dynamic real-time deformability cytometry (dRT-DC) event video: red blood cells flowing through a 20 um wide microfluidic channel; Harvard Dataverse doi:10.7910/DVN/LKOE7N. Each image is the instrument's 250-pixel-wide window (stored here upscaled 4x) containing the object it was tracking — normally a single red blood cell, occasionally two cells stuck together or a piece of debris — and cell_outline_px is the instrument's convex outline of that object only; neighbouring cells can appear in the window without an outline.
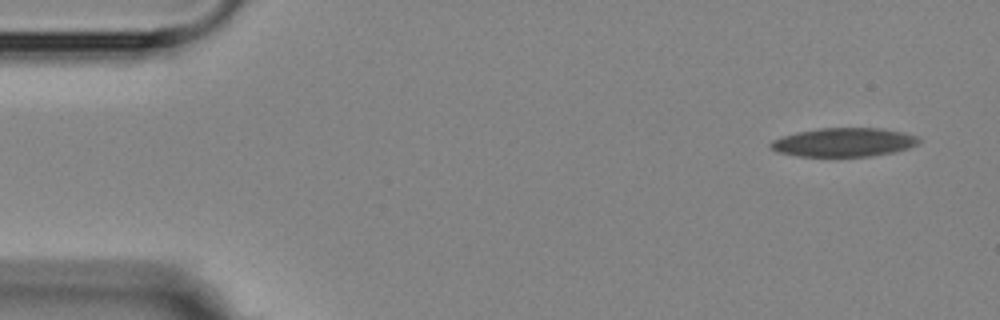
{"species": "Egyptian fruit bat (a non-hibernating species)", "species_latin": "Rousettus aegyptiacus", "temperature_condition": "room temperature", "stored_images_in_passage": 6, "camera_frame_rate_fps": 3000, "um_per_image_px": 0.085, "animal": {"sex": "female"}, "frame": {"image": 1, "passage_image": 1, "time_ms": 0.0, "image_size_px": [1000, 320], "cell_outline_px": [[920, 144], [896, 152], [872, 156], [796, 156], [776, 152], [768, 144], [772, 140], [796, 132], [820, 128], [884, 128], [904, 132], [916, 136], [920, 140]], "centroid_in_image_um": [71.75, 12.09], "position_along_channel_um": 13.3, "area_um2": 25.03}}
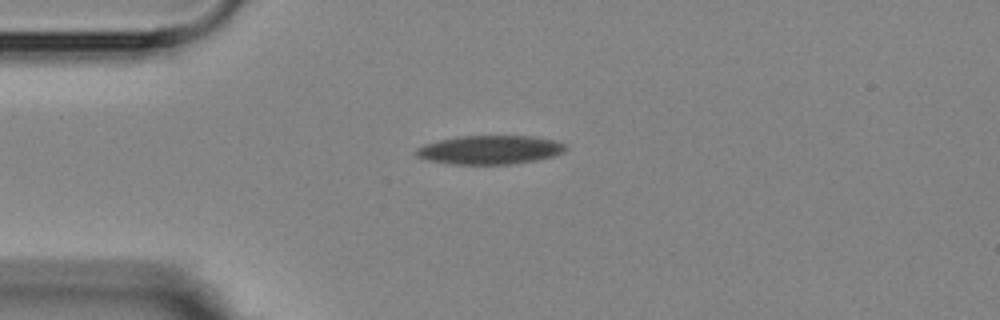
{"frame": {"image": 2, "passage_image": 4, "time_ms": 3.333, "image_size_px": [1000, 320], "cell_outline_px": [[568, 148], [564, 152], [556, 156], [536, 160], [512, 164], [452, 164], [424, 160], [416, 156], [412, 152], [416, 148], [424, 144], [440, 140], [464, 136], [532, 136], [556, 140], [568, 144]], "centroid_in_image_um": [41.66, 12.74], "position_along_channel_um": 43.3, "area_um2": 25.43}}
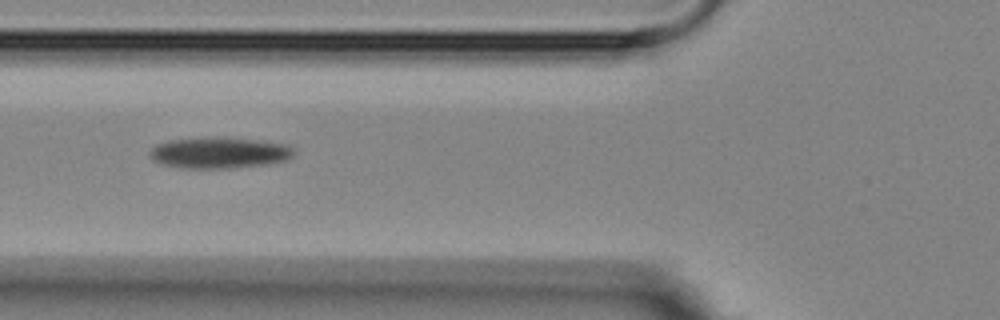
{"frame": {"image": 3, "passage_image": 6, "time_ms": 5.667, "image_size_px": [1000, 320], "cell_outline_px": [[296, 152], [288, 160], [272, 164], [236, 168], [180, 168], [160, 164], [152, 160], [148, 156], [148, 152], [156, 144], [168, 140], [208, 136], [228, 136], [264, 140], [288, 144], [296, 148]], "centroid_in_image_um": [18.69, 12.96], "position_along_channel_um": 107.1, "area_um2": 27.46}}